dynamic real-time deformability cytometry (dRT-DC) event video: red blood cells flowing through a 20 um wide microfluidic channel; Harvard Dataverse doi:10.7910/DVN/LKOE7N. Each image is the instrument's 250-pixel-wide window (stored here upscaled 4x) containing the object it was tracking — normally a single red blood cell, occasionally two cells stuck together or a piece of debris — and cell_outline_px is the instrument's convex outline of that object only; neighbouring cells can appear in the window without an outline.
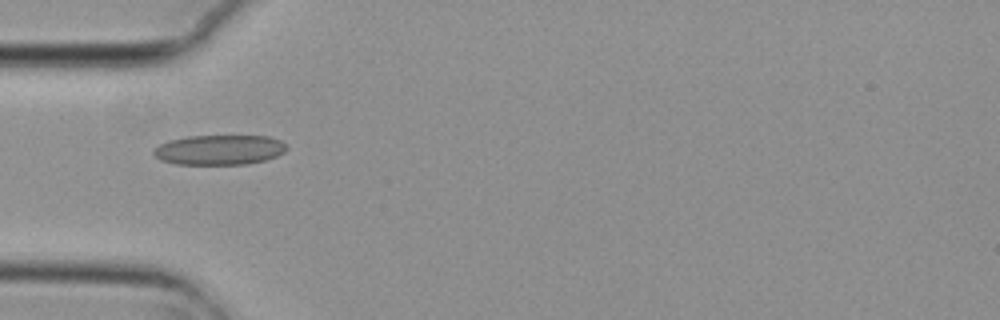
{"species": "common noctule bat (a hibernating species)", "species_latin": "Nyctalus noctula", "temperature_condition": "cold", "stored_images_in_passage": 5, "camera_frame_rate_fps": 3000, "um_per_image_px": 0.085, "animal": {"sex": "female", "body_mass_g": 29.2, "forearm_length_mm": 56.3}, "frame": {"image": 1, "passage_image": 1, "time_ms": 0.0, "image_size_px": [1000, 320], "cell_outline_px": [[288, 148], [284, 152], [276, 156], [264, 160], [248, 164], [176, 164], [160, 160], [152, 152], [160, 144], [168, 140], [188, 136], [268, 136], [280, 140]], "centroid_in_image_um": [18.64, 12.73], "position_along_channel_um": 66.4, "area_um2": 23.12}}
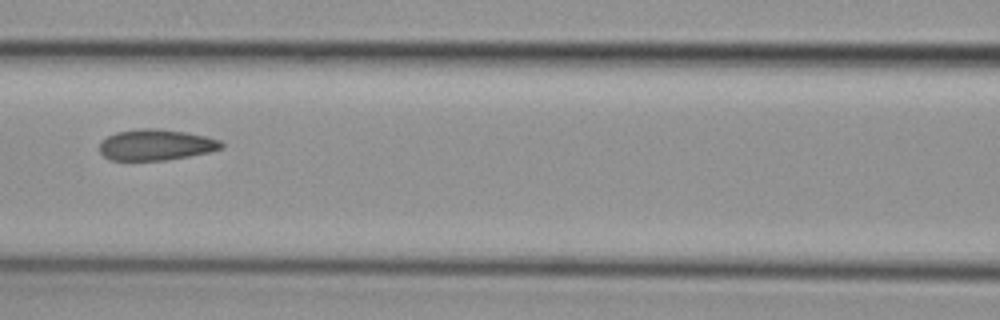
{"frame": {"image": 2, "passage_image": 3, "time_ms": 0.667, "image_size_px": [1000, 320], "cell_outline_px": [[224, 148], [208, 152], [188, 156], [164, 160], [108, 160], [100, 152], [100, 140], [116, 132], [140, 128], [160, 128], [184, 132], [204, 136], [220, 140], [224, 144]], "centroid_in_image_um": [13.23, 12.3], "position_along_channel_um": 153.4, "area_um2": 22.02}}
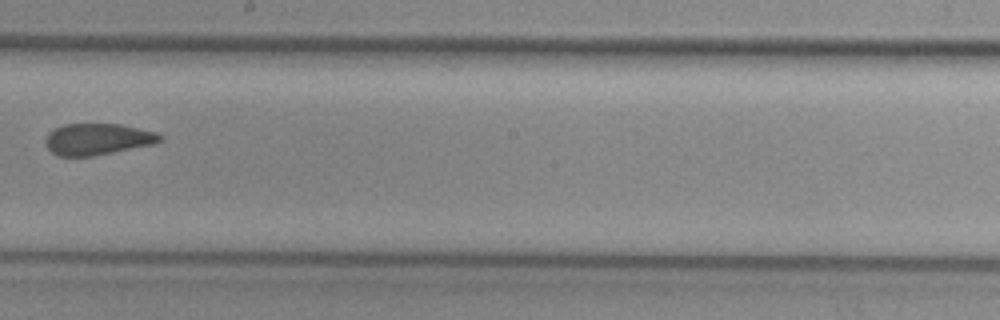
{"frame": {"image": 3, "passage_image": 5, "time_ms": 1.333, "image_size_px": [1000, 320], "cell_outline_px": [[164, 140], [156, 144], [92, 156], [56, 156], [44, 144], [44, 140], [48, 132], [64, 124], [120, 124], [156, 132], [164, 136]], "centroid_in_image_um": [8.31, 11.83], "position_along_channel_um": 239.9, "area_um2": 21.21}}